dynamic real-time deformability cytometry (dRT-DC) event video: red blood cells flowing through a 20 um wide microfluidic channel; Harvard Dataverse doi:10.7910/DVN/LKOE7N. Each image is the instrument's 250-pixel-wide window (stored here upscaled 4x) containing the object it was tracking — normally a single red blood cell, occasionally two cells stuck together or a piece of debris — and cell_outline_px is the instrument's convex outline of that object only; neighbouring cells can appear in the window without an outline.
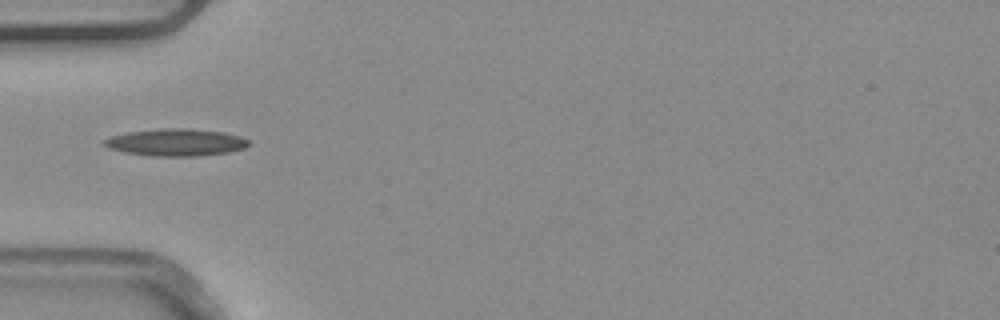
{"species": "common noctule bat (a hibernating species)", "species_latin": "Nyctalus noctula", "temperature_condition": "warm", "stored_images_in_passage": 4, "camera_frame_rate_fps": 3000, "um_per_image_px": 0.085, "animal": {"sex": "male", "body_mass_g": 20.4}, "frame": {"image": 1, "passage_image": 3, "time_ms": 0.667, "image_size_px": [1000, 320], "cell_outline_px": [[252, 144], [244, 148], [228, 152], [200, 156], [152, 156], [124, 152], [108, 148], [100, 144], [104, 140], [112, 136], [128, 132], [164, 128], [188, 128], [224, 132], [240, 136], [248, 140]], "centroid_in_image_um": [14.96, 12.1], "position_along_channel_um": 70.0, "area_um2": 23.0}}
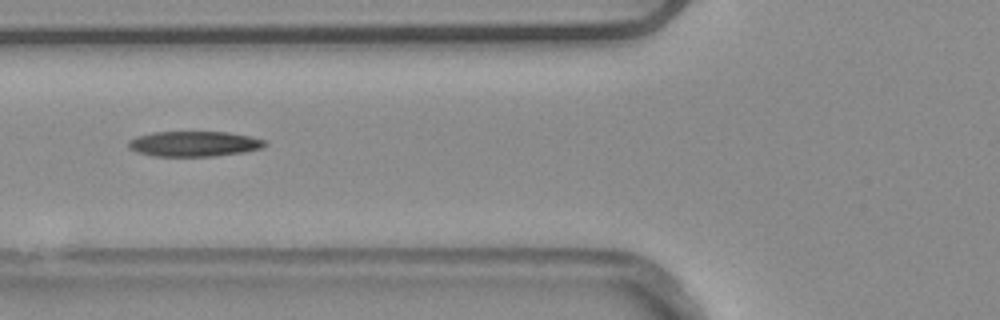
{"frame": {"image": 2, "passage_image": 4, "time_ms": 1.0, "image_size_px": [1000, 320], "cell_outline_px": [[268, 144], [264, 148], [244, 152], [216, 156], [152, 156], [128, 148], [128, 140], [136, 136], [152, 132], [228, 132], [252, 136], [264, 140]], "centroid_in_image_um": [16.53, 12.22], "position_along_channel_um": 109.3, "area_um2": 20.29}}